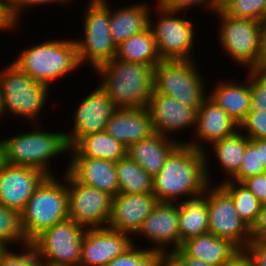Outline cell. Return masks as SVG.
<instances>
[{
    "label": "cell",
    "mask_w": 266,
    "mask_h": 266,
    "mask_svg": "<svg viewBox=\"0 0 266 266\" xmlns=\"http://www.w3.org/2000/svg\"><path fill=\"white\" fill-rule=\"evenodd\" d=\"M243 183L261 202L266 197V172L243 180Z\"/></svg>",
    "instance_id": "7bdbcfd3"
},
{
    "label": "cell",
    "mask_w": 266,
    "mask_h": 266,
    "mask_svg": "<svg viewBox=\"0 0 266 266\" xmlns=\"http://www.w3.org/2000/svg\"><path fill=\"white\" fill-rule=\"evenodd\" d=\"M66 170L80 183L97 188L112 197L119 193L116 162L89 157H70Z\"/></svg>",
    "instance_id": "44dd1931"
},
{
    "label": "cell",
    "mask_w": 266,
    "mask_h": 266,
    "mask_svg": "<svg viewBox=\"0 0 266 266\" xmlns=\"http://www.w3.org/2000/svg\"><path fill=\"white\" fill-rule=\"evenodd\" d=\"M248 71L245 83H240L237 79L235 81H219L208 95L238 124L246 118L250 111V69Z\"/></svg>",
    "instance_id": "cb8c5ba5"
},
{
    "label": "cell",
    "mask_w": 266,
    "mask_h": 266,
    "mask_svg": "<svg viewBox=\"0 0 266 266\" xmlns=\"http://www.w3.org/2000/svg\"><path fill=\"white\" fill-rule=\"evenodd\" d=\"M115 58L152 67L162 61L149 27L117 45Z\"/></svg>",
    "instance_id": "83f0119b"
},
{
    "label": "cell",
    "mask_w": 266,
    "mask_h": 266,
    "mask_svg": "<svg viewBox=\"0 0 266 266\" xmlns=\"http://www.w3.org/2000/svg\"><path fill=\"white\" fill-rule=\"evenodd\" d=\"M219 16L220 33L218 42L222 50L234 62L254 69L259 61L261 34L263 24L250 19H238L224 14L220 9L215 12Z\"/></svg>",
    "instance_id": "9c48e42d"
},
{
    "label": "cell",
    "mask_w": 266,
    "mask_h": 266,
    "mask_svg": "<svg viewBox=\"0 0 266 266\" xmlns=\"http://www.w3.org/2000/svg\"><path fill=\"white\" fill-rule=\"evenodd\" d=\"M105 131L126 147L154 133L147 107L118 108L107 121Z\"/></svg>",
    "instance_id": "7402d4cb"
},
{
    "label": "cell",
    "mask_w": 266,
    "mask_h": 266,
    "mask_svg": "<svg viewBox=\"0 0 266 266\" xmlns=\"http://www.w3.org/2000/svg\"><path fill=\"white\" fill-rule=\"evenodd\" d=\"M69 151L71 157L101 158L117 162L126 156L127 147L102 131L82 137Z\"/></svg>",
    "instance_id": "4316f807"
},
{
    "label": "cell",
    "mask_w": 266,
    "mask_h": 266,
    "mask_svg": "<svg viewBox=\"0 0 266 266\" xmlns=\"http://www.w3.org/2000/svg\"><path fill=\"white\" fill-rule=\"evenodd\" d=\"M64 172L61 180L57 175H47L21 212L23 230L30 243L46 229L69 218L67 171Z\"/></svg>",
    "instance_id": "277c9868"
},
{
    "label": "cell",
    "mask_w": 266,
    "mask_h": 266,
    "mask_svg": "<svg viewBox=\"0 0 266 266\" xmlns=\"http://www.w3.org/2000/svg\"><path fill=\"white\" fill-rule=\"evenodd\" d=\"M157 203L153 193H118L112 198L107 226L130 235L136 234Z\"/></svg>",
    "instance_id": "ffe728a7"
},
{
    "label": "cell",
    "mask_w": 266,
    "mask_h": 266,
    "mask_svg": "<svg viewBox=\"0 0 266 266\" xmlns=\"http://www.w3.org/2000/svg\"><path fill=\"white\" fill-rule=\"evenodd\" d=\"M188 256L213 266H224L240 249L231 241L207 232L186 240L180 247Z\"/></svg>",
    "instance_id": "484cf974"
},
{
    "label": "cell",
    "mask_w": 266,
    "mask_h": 266,
    "mask_svg": "<svg viewBox=\"0 0 266 266\" xmlns=\"http://www.w3.org/2000/svg\"><path fill=\"white\" fill-rule=\"evenodd\" d=\"M237 130H239V124L207 96L196 113V125L192 136L194 138L185 143L204 151L206 148L201 144L202 142L210 145L234 134Z\"/></svg>",
    "instance_id": "d6986e66"
},
{
    "label": "cell",
    "mask_w": 266,
    "mask_h": 266,
    "mask_svg": "<svg viewBox=\"0 0 266 266\" xmlns=\"http://www.w3.org/2000/svg\"><path fill=\"white\" fill-rule=\"evenodd\" d=\"M244 249L252 257L255 266H266V240H250Z\"/></svg>",
    "instance_id": "b9f144b4"
},
{
    "label": "cell",
    "mask_w": 266,
    "mask_h": 266,
    "mask_svg": "<svg viewBox=\"0 0 266 266\" xmlns=\"http://www.w3.org/2000/svg\"><path fill=\"white\" fill-rule=\"evenodd\" d=\"M239 130H245L248 139H266V111H249Z\"/></svg>",
    "instance_id": "f35d334b"
},
{
    "label": "cell",
    "mask_w": 266,
    "mask_h": 266,
    "mask_svg": "<svg viewBox=\"0 0 266 266\" xmlns=\"http://www.w3.org/2000/svg\"><path fill=\"white\" fill-rule=\"evenodd\" d=\"M131 235L110 227L86 229L79 266H106L133 245Z\"/></svg>",
    "instance_id": "2e32d148"
},
{
    "label": "cell",
    "mask_w": 266,
    "mask_h": 266,
    "mask_svg": "<svg viewBox=\"0 0 266 266\" xmlns=\"http://www.w3.org/2000/svg\"><path fill=\"white\" fill-rule=\"evenodd\" d=\"M147 109L156 133L171 138V133L180 132L184 128L193 126L195 129L197 111L173 97L153 92Z\"/></svg>",
    "instance_id": "ac0fdd59"
},
{
    "label": "cell",
    "mask_w": 266,
    "mask_h": 266,
    "mask_svg": "<svg viewBox=\"0 0 266 266\" xmlns=\"http://www.w3.org/2000/svg\"><path fill=\"white\" fill-rule=\"evenodd\" d=\"M176 140L154 132L148 138L129 145L126 155L154 177L164 166L170 152L179 143H185L180 139L179 141Z\"/></svg>",
    "instance_id": "603a6c76"
},
{
    "label": "cell",
    "mask_w": 266,
    "mask_h": 266,
    "mask_svg": "<svg viewBox=\"0 0 266 266\" xmlns=\"http://www.w3.org/2000/svg\"><path fill=\"white\" fill-rule=\"evenodd\" d=\"M168 258L176 266H213L203 262L200 259L188 256L181 248L170 253Z\"/></svg>",
    "instance_id": "bcb514c9"
},
{
    "label": "cell",
    "mask_w": 266,
    "mask_h": 266,
    "mask_svg": "<svg viewBox=\"0 0 266 266\" xmlns=\"http://www.w3.org/2000/svg\"><path fill=\"white\" fill-rule=\"evenodd\" d=\"M85 230L67 218L46 229L31 243L47 266H79Z\"/></svg>",
    "instance_id": "8fae6325"
},
{
    "label": "cell",
    "mask_w": 266,
    "mask_h": 266,
    "mask_svg": "<svg viewBox=\"0 0 266 266\" xmlns=\"http://www.w3.org/2000/svg\"><path fill=\"white\" fill-rule=\"evenodd\" d=\"M119 193H153V177L127 155L116 162Z\"/></svg>",
    "instance_id": "4dcf8cb0"
},
{
    "label": "cell",
    "mask_w": 266,
    "mask_h": 266,
    "mask_svg": "<svg viewBox=\"0 0 266 266\" xmlns=\"http://www.w3.org/2000/svg\"><path fill=\"white\" fill-rule=\"evenodd\" d=\"M250 111H266V70L250 69Z\"/></svg>",
    "instance_id": "74e56055"
},
{
    "label": "cell",
    "mask_w": 266,
    "mask_h": 266,
    "mask_svg": "<svg viewBox=\"0 0 266 266\" xmlns=\"http://www.w3.org/2000/svg\"><path fill=\"white\" fill-rule=\"evenodd\" d=\"M6 67L0 72L4 115L26 118L33 122L32 126L37 122L40 124L39 114L47 103L49 86L33 80L14 63H9Z\"/></svg>",
    "instance_id": "8992f818"
},
{
    "label": "cell",
    "mask_w": 266,
    "mask_h": 266,
    "mask_svg": "<svg viewBox=\"0 0 266 266\" xmlns=\"http://www.w3.org/2000/svg\"><path fill=\"white\" fill-rule=\"evenodd\" d=\"M156 5L173 11L183 12L190 9L193 6L204 9L207 6L208 11L216 12L220 9V0H156ZM213 11H212V10Z\"/></svg>",
    "instance_id": "ab89813d"
},
{
    "label": "cell",
    "mask_w": 266,
    "mask_h": 266,
    "mask_svg": "<svg viewBox=\"0 0 266 266\" xmlns=\"http://www.w3.org/2000/svg\"><path fill=\"white\" fill-rule=\"evenodd\" d=\"M258 63L254 69L266 70V22L263 24V31L261 34L260 52L258 56Z\"/></svg>",
    "instance_id": "c3c4849f"
},
{
    "label": "cell",
    "mask_w": 266,
    "mask_h": 266,
    "mask_svg": "<svg viewBox=\"0 0 266 266\" xmlns=\"http://www.w3.org/2000/svg\"><path fill=\"white\" fill-rule=\"evenodd\" d=\"M19 26L13 19L10 9V0H0V32L12 31ZM10 29V30H9Z\"/></svg>",
    "instance_id": "ee69618b"
},
{
    "label": "cell",
    "mask_w": 266,
    "mask_h": 266,
    "mask_svg": "<svg viewBox=\"0 0 266 266\" xmlns=\"http://www.w3.org/2000/svg\"><path fill=\"white\" fill-rule=\"evenodd\" d=\"M248 142L244 132L237 130L234 134L210 144L221 170L227 173L228 178L224 180L231 179L239 171Z\"/></svg>",
    "instance_id": "f546056e"
},
{
    "label": "cell",
    "mask_w": 266,
    "mask_h": 266,
    "mask_svg": "<svg viewBox=\"0 0 266 266\" xmlns=\"http://www.w3.org/2000/svg\"><path fill=\"white\" fill-rule=\"evenodd\" d=\"M180 247L183 242L209 232L207 201L202 197L178 202Z\"/></svg>",
    "instance_id": "f1b7e54d"
},
{
    "label": "cell",
    "mask_w": 266,
    "mask_h": 266,
    "mask_svg": "<svg viewBox=\"0 0 266 266\" xmlns=\"http://www.w3.org/2000/svg\"><path fill=\"white\" fill-rule=\"evenodd\" d=\"M23 251L15 253L5 247L0 254V266H47L32 243L20 246Z\"/></svg>",
    "instance_id": "8d00e7d4"
},
{
    "label": "cell",
    "mask_w": 266,
    "mask_h": 266,
    "mask_svg": "<svg viewBox=\"0 0 266 266\" xmlns=\"http://www.w3.org/2000/svg\"><path fill=\"white\" fill-rule=\"evenodd\" d=\"M260 157L266 171V139H260Z\"/></svg>",
    "instance_id": "681fc988"
},
{
    "label": "cell",
    "mask_w": 266,
    "mask_h": 266,
    "mask_svg": "<svg viewBox=\"0 0 266 266\" xmlns=\"http://www.w3.org/2000/svg\"><path fill=\"white\" fill-rule=\"evenodd\" d=\"M135 244L133 243L129 249L115 257L106 266H157L163 258L151 248L140 250Z\"/></svg>",
    "instance_id": "d590c367"
},
{
    "label": "cell",
    "mask_w": 266,
    "mask_h": 266,
    "mask_svg": "<svg viewBox=\"0 0 266 266\" xmlns=\"http://www.w3.org/2000/svg\"><path fill=\"white\" fill-rule=\"evenodd\" d=\"M41 125L34 124L35 131L21 132L3 139L5 161L7 164L31 166L47 175H55L49 162L57 155L69 152L65 132L45 131Z\"/></svg>",
    "instance_id": "5b68a950"
},
{
    "label": "cell",
    "mask_w": 266,
    "mask_h": 266,
    "mask_svg": "<svg viewBox=\"0 0 266 266\" xmlns=\"http://www.w3.org/2000/svg\"><path fill=\"white\" fill-rule=\"evenodd\" d=\"M4 138L0 140V168L3 167V165L6 163L5 161V145H4Z\"/></svg>",
    "instance_id": "f907efd6"
},
{
    "label": "cell",
    "mask_w": 266,
    "mask_h": 266,
    "mask_svg": "<svg viewBox=\"0 0 266 266\" xmlns=\"http://www.w3.org/2000/svg\"><path fill=\"white\" fill-rule=\"evenodd\" d=\"M4 117V112H3V101H2V95L0 93V118Z\"/></svg>",
    "instance_id": "f5cc1de1"
},
{
    "label": "cell",
    "mask_w": 266,
    "mask_h": 266,
    "mask_svg": "<svg viewBox=\"0 0 266 266\" xmlns=\"http://www.w3.org/2000/svg\"><path fill=\"white\" fill-rule=\"evenodd\" d=\"M207 151L179 143L170 152L162 169L153 177V194L158 202L178 203L182 195L190 200L205 193L214 183L208 166L211 154Z\"/></svg>",
    "instance_id": "6da1fadb"
},
{
    "label": "cell",
    "mask_w": 266,
    "mask_h": 266,
    "mask_svg": "<svg viewBox=\"0 0 266 266\" xmlns=\"http://www.w3.org/2000/svg\"><path fill=\"white\" fill-rule=\"evenodd\" d=\"M4 248H5V247H4L3 245H0V254H1V252L3 251Z\"/></svg>",
    "instance_id": "db71d44e"
},
{
    "label": "cell",
    "mask_w": 266,
    "mask_h": 266,
    "mask_svg": "<svg viewBox=\"0 0 266 266\" xmlns=\"http://www.w3.org/2000/svg\"><path fill=\"white\" fill-rule=\"evenodd\" d=\"M251 240H266V205H261L255 223L250 228Z\"/></svg>",
    "instance_id": "f6af8a7d"
},
{
    "label": "cell",
    "mask_w": 266,
    "mask_h": 266,
    "mask_svg": "<svg viewBox=\"0 0 266 266\" xmlns=\"http://www.w3.org/2000/svg\"><path fill=\"white\" fill-rule=\"evenodd\" d=\"M224 266H255V264L248 252L245 249H240Z\"/></svg>",
    "instance_id": "7dc6e473"
},
{
    "label": "cell",
    "mask_w": 266,
    "mask_h": 266,
    "mask_svg": "<svg viewBox=\"0 0 266 266\" xmlns=\"http://www.w3.org/2000/svg\"><path fill=\"white\" fill-rule=\"evenodd\" d=\"M68 215L85 229L107 227L112 196L77 181L67 171Z\"/></svg>",
    "instance_id": "4fadbf2b"
},
{
    "label": "cell",
    "mask_w": 266,
    "mask_h": 266,
    "mask_svg": "<svg viewBox=\"0 0 266 266\" xmlns=\"http://www.w3.org/2000/svg\"><path fill=\"white\" fill-rule=\"evenodd\" d=\"M149 4H129L118 7L114 11L110 9V36L117 46L132 35H136L149 27L150 12H153Z\"/></svg>",
    "instance_id": "d4e9b609"
},
{
    "label": "cell",
    "mask_w": 266,
    "mask_h": 266,
    "mask_svg": "<svg viewBox=\"0 0 266 266\" xmlns=\"http://www.w3.org/2000/svg\"><path fill=\"white\" fill-rule=\"evenodd\" d=\"M262 205H266V197L265 199L261 202Z\"/></svg>",
    "instance_id": "11a10c76"
},
{
    "label": "cell",
    "mask_w": 266,
    "mask_h": 266,
    "mask_svg": "<svg viewBox=\"0 0 266 266\" xmlns=\"http://www.w3.org/2000/svg\"><path fill=\"white\" fill-rule=\"evenodd\" d=\"M28 242L22 226L21 213L0 204V245L8 247Z\"/></svg>",
    "instance_id": "d6a6232c"
},
{
    "label": "cell",
    "mask_w": 266,
    "mask_h": 266,
    "mask_svg": "<svg viewBox=\"0 0 266 266\" xmlns=\"http://www.w3.org/2000/svg\"><path fill=\"white\" fill-rule=\"evenodd\" d=\"M214 185L210 184L202 195L207 201L209 232L244 249L251 240L250 228L235 210L232 197L219 183Z\"/></svg>",
    "instance_id": "7c38bea8"
},
{
    "label": "cell",
    "mask_w": 266,
    "mask_h": 266,
    "mask_svg": "<svg viewBox=\"0 0 266 266\" xmlns=\"http://www.w3.org/2000/svg\"><path fill=\"white\" fill-rule=\"evenodd\" d=\"M264 172L266 171L260 157V139H249L240 169L230 180L242 182Z\"/></svg>",
    "instance_id": "e575fe53"
},
{
    "label": "cell",
    "mask_w": 266,
    "mask_h": 266,
    "mask_svg": "<svg viewBox=\"0 0 266 266\" xmlns=\"http://www.w3.org/2000/svg\"><path fill=\"white\" fill-rule=\"evenodd\" d=\"M23 49L13 61L33 80L51 87L58 78L65 77L81 66L74 39L45 40ZM65 75V76H64Z\"/></svg>",
    "instance_id": "3957f363"
},
{
    "label": "cell",
    "mask_w": 266,
    "mask_h": 266,
    "mask_svg": "<svg viewBox=\"0 0 266 266\" xmlns=\"http://www.w3.org/2000/svg\"><path fill=\"white\" fill-rule=\"evenodd\" d=\"M158 20L149 16V28L155 38L162 60H192V49L195 44L193 21L179 17L182 12L156 6ZM179 15V16H178ZM154 22V23H153Z\"/></svg>",
    "instance_id": "30bf717a"
},
{
    "label": "cell",
    "mask_w": 266,
    "mask_h": 266,
    "mask_svg": "<svg viewBox=\"0 0 266 266\" xmlns=\"http://www.w3.org/2000/svg\"><path fill=\"white\" fill-rule=\"evenodd\" d=\"M117 109L98 85L74 110L73 132H65L68 147L72 148L86 135L105 131L107 121Z\"/></svg>",
    "instance_id": "9a60e30c"
},
{
    "label": "cell",
    "mask_w": 266,
    "mask_h": 266,
    "mask_svg": "<svg viewBox=\"0 0 266 266\" xmlns=\"http://www.w3.org/2000/svg\"><path fill=\"white\" fill-rule=\"evenodd\" d=\"M219 185L232 197L238 215L251 228L260 212L261 201L241 182L229 179Z\"/></svg>",
    "instance_id": "1f68e13d"
},
{
    "label": "cell",
    "mask_w": 266,
    "mask_h": 266,
    "mask_svg": "<svg viewBox=\"0 0 266 266\" xmlns=\"http://www.w3.org/2000/svg\"><path fill=\"white\" fill-rule=\"evenodd\" d=\"M47 3H62L67 4L72 3V0H10V9L11 14L14 21L19 25L21 15L23 14V10L30 7L40 6V5H47ZM35 5V6H34Z\"/></svg>",
    "instance_id": "60d3db41"
},
{
    "label": "cell",
    "mask_w": 266,
    "mask_h": 266,
    "mask_svg": "<svg viewBox=\"0 0 266 266\" xmlns=\"http://www.w3.org/2000/svg\"><path fill=\"white\" fill-rule=\"evenodd\" d=\"M220 10L234 18L266 22V0H220Z\"/></svg>",
    "instance_id": "836d02e7"
},
{
    "label": "cell",
    "mask_w": 266,
    "mask_h": 266,
    "mask_svg": "<svg viewBox=\"0 0 266 266\" xmlns=\"http://www.w3.org/2000/svg\"><path fill=\"white\" fill-rule=\"evenodd\" d=\"M136 234L149 240L162 257L180 249L178 203L158 202Z\"/></svg>",
    "instance_id": "5bb4252c"
},
{
    "label": "cell",
    "mask_w": 266,
    "mask_h": 266,
    "mask_svg": "<svg viewBox=\"0 0 266 266\" xmlns=\"http://www.w3.org/2000/svg\"><path fill=\"white\" fill-rule=\"evenodd\" d=\"M46 176L38 168L5 163L0 168V204L21 213Z\"/></svg>",
    "instance_id": "e0dca14e"
},
{
    "label": "cell",
    "mask_w": 266,
    "mask_h": 266,
    "mask_svg": "<svg viewBox=\"0 0 266 266\" xmlns=\"http://www.w3.org/2000/svg\"><path fill=\"white\" fill-rule=\"evenodd\" d=\"M110 8L107 0H89L83 20L84 38L75 39L80 64L89 62L93 70L116 55L109 29Z\"/></svg>",
    "instance_id": "ba28073f"
},
{
    "label": "cell",
    "mask_w": 266,
    "mask_h": 266,
    "mask_svg": "<svg viewBox=\"0 0 266 266\" xmlns=\"http://www.w3.org/2000/svg\"><path fill=\"white\" fill-rule=\"evenodd\" d=\"M157 266H176L168 257H163Z\"/></svg>",
    "instance_id": "816d5d0a"
},
{
    "label": "cell",
    "mask_w": 266,
    "mask_h": 266,
    "mask_svg": "<svg viewBox=\"0 0 266 266\" xmlns=\"http://www.w3.org/2000/svg\"><path fill=\"white\" fill-rule=\"evenodd\" d=\"M196 66L194 59L162 60L154 67L153 92L173 97L198 111L208 95L204 92L206 80Z\"/></svg>",
    "instance_id": "52a82bcc"
},
{
    "label": "cell",
    "mask_w": 266,
    "mask_h": 266,
    "mask_svg": "<svg viewBox=\"0 0 266 266\" xmlns=\"http://www.w3.org/2000/svg\"><path fill=\"white\" fill-rule=\"evenodd\" d=\"M100 88L117 108L147 107L154 91V67L113 58L98 66Z\"/></svg>",
    "instance_id": "7a4b0ae2"
}]
</instances>
